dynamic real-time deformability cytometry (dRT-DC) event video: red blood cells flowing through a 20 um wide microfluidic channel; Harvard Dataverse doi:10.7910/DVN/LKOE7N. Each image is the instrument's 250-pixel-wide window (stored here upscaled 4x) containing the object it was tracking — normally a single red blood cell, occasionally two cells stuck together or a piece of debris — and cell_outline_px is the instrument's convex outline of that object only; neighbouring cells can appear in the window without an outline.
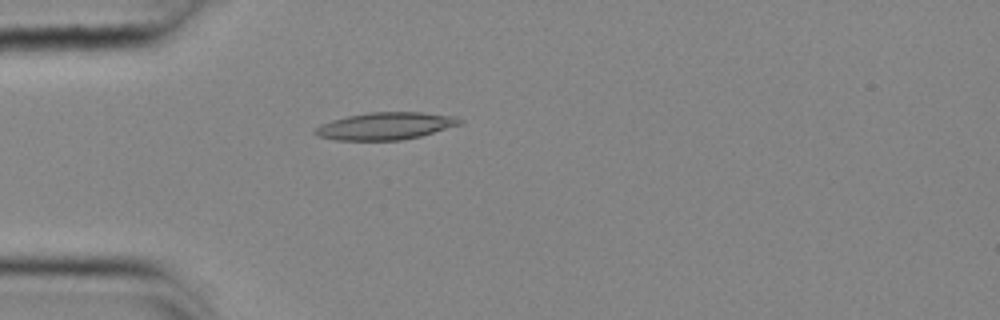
{"species": "common noctule bat (a hibernating species)", "species_latin": "Nyctalus noctula", "temperature_condition": "cold", "stored_images_in_passage": 55, "camera_frame_rate_fps": 3000, "um_per_image_px": 0.085, "animal": {"sex": "female", "body_mass_g": 25.1}, "frame": {"image": 1, "passage_image": 16, "time_ms": 5.0, "image_size_px": [1000, 320], "cell_outline_px": [[464, 120], [460, 124], [420, 136], [400, 140], [336, 140], [316, 136], [312, 132], [320, 124], [332, 120], [348, 116], [368, 112], [420, 112], [456, 116]], "centroid_in_image_um": [32.74, 10.71], "position_along_channel_um": 52.3, "area_um2": 22.95}}
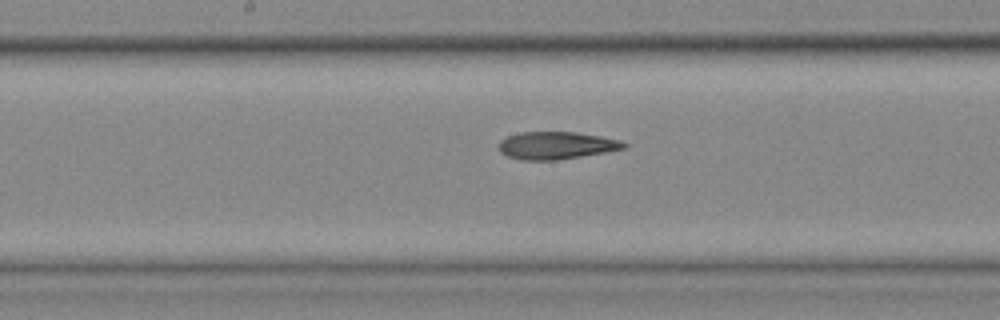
{"frame": {"image": 2, "passage_image": 29, "time_ms": 9.333, "image_size_px": [1000, 320], "cell_outline_px": [[628, 148], [556, 160], [520, 160], [508, 156], [500, 152], [500, 140], [508, 136], [520, 132], [576, 132], [600, 136], [620, 140], [628, 144]], "centroid_in_image_um": [47.3, 12.36], "position_along_channel_um": 200.9, "area_um2": 19.94}}
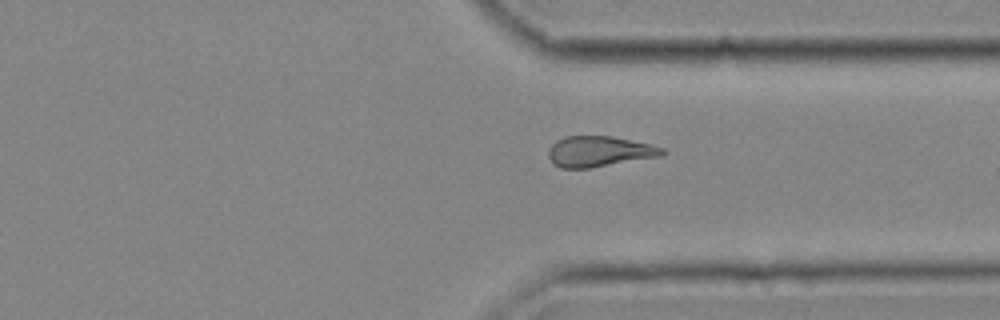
{"frame": {"image": 3, "passage_image": 42, "time_ms": 13.667, "image_size_px": [1000, 320], "cell_outline_px": [[668, 152], [664, 156], [588, 168], [560, 168], [552, 164], [548, 156], [548, 148], [556, 140], [564, 136], [612, 136], [648, 144], [664, 148]], "centroid_in_image_um": [50.93, 12.88], "position_along_channel_um": 360.5, "area_um2": 20.52}, "authors_computed_cell_mechanics": {"area_um2": 20.8658, "velocity_mm_per_s": 3.6737, "shape_relaxation_time_tau1_ms": null, "shape_relaxation_time_tau2_ms": 8.6681, "deformation_change_tau1": null, "deformation_change_tau2": 0.2156}}